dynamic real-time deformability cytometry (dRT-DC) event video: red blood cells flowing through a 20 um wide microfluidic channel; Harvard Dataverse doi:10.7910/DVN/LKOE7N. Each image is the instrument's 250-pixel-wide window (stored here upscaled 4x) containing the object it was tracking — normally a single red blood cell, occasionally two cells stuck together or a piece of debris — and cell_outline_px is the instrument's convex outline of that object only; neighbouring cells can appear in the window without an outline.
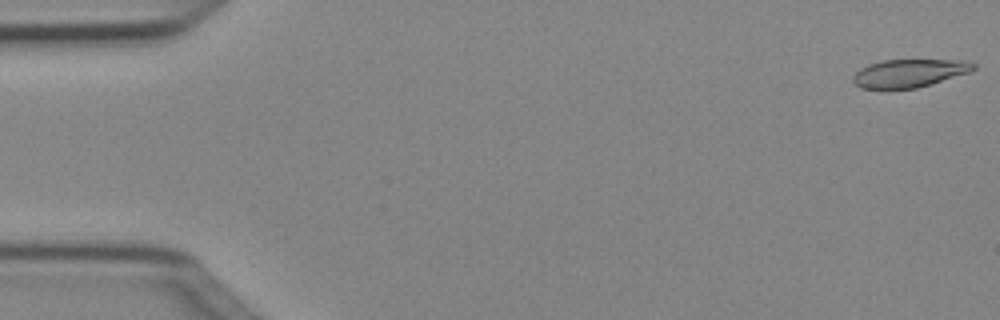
{"species": "Egyptian fruit bat (a non-hibernating species)", "species_latin": "Rousettus aegyptiacus", "temperature_condition": "cold", "stored_images_in_passage": 4, "camera_frame_rate_fps": 3000, "um_per_image_px": 0.085, "animal": {"sex": "female"}, "frame": {"image": 1, "passage_image": 1, "time_ms": 0.0, "image_size_px": [1000, 320], "cell_outline_px": [[976, 68], [968, 72], [916, 88], [860, 88], [852, 80], [852, 76], [860, 68], [868, 64], [884, 60], [968, 60], [976, 64]], "centroid_in_image_um": [77.27, 6.2], "position_along_channel_um": 7.7, "area_um2": 19.42}}